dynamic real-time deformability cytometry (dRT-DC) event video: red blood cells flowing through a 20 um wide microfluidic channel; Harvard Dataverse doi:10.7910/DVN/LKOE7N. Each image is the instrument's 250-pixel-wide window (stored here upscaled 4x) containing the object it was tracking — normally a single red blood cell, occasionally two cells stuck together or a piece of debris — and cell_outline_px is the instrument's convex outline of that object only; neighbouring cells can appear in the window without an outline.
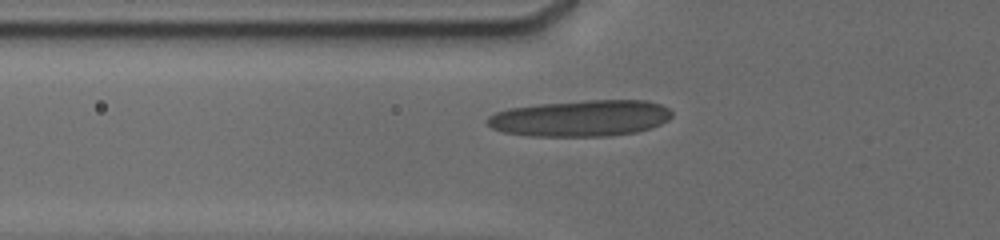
{"species": "human", "species_latin": "Homo sapiens", "temperature_condition": "cold", "stored_images_in_passage": 45, "camera_frame_rate_fps": 3000, "um_per_image_px": 0.085, "donor": {"sex": "male"}, "frame": {"image": 1, "passage_image": 4, "time_ms": 0.333, "image_size_px": [1000, 240], "cell_outline_px": [[672, 116], [668, 120], [660, 124], [636, 132], [608, 136], [532, 136], [504, 132], [492, 128], [488, 124], [488, 116], [496, 112], [508, 108], [540, 104], [584, 100], [648, 100], [660, 104], [668, 108], [672, 112]], "centroid_in_image_um": [49.37, 10.04], "position_along_channel_um": 76.4, "area_um2": 39.02}}
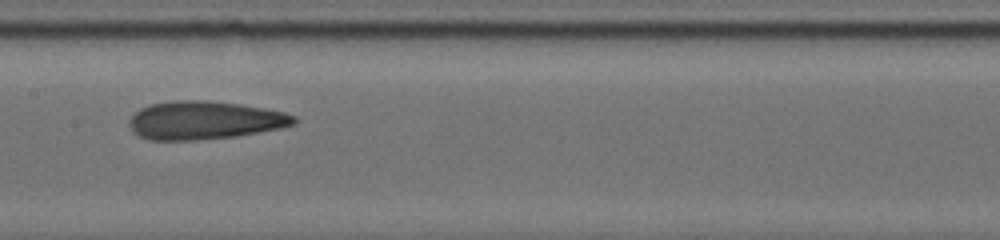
{"frame": {"image": 2, "passage_image": 28, "time_ms": 3.333, "image_size_px": [1000, 240], "cell_outline_px": [[296, 124], [280, 128], [260, 132], [236, 136], [196, 140], [148, 140], [132, 132], [128, 124], [128, 120], [140, 108], [152, 104], [172, 100], [208, 100], [240, 104], [264, 108], [284, 112], [296, 116]], "centroid_in_image_um": [17.37, 10.22], "position_along_channel_um": 190.0, "area_um2": 36.88}}
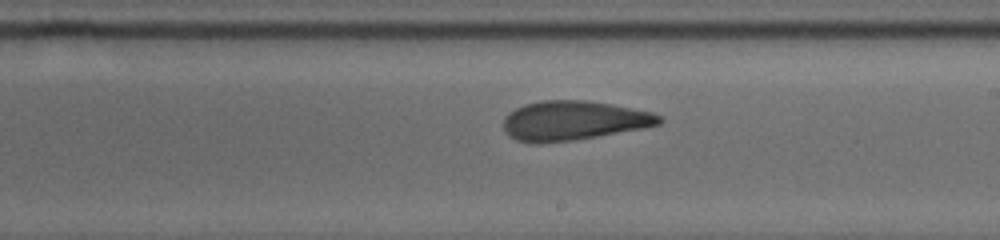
{"frame": {"image": 3, "passage_image": 39, "time_ms": 4.667, "image_size_px": [1000, 240], "cell_outline_px": [[664, 120], [660, 124], [644, 128], [572, 140], [516, 140], [508, 136], [504, 128], [504, 116], [516, 108], [524, 104], [544, 100], [584, 100], [608, 104], [652, 112], [660, 116]], "centroid_in_image_um": [48.78, 10.21], "position_along_channel_um": 240.2, "area_um2": 34.74}}